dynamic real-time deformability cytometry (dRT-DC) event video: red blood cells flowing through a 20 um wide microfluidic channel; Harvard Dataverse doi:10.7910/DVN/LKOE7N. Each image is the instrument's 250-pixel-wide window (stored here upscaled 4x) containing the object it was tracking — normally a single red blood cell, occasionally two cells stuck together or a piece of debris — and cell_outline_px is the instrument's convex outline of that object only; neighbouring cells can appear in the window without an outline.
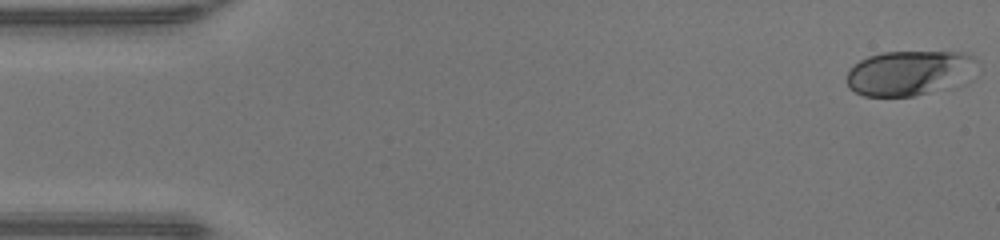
{"species": "human", "species_latin": "Homo sapiens", "temperature_condition": "warm", "stored_images_in_passage": 48, "camera_frame_rate_fps": 3000, "um_per_image_px": 0.085, "donor": {"sex": "male"}, "frame": {"image": 1, "passage_image": 1, "time_ms": 0.0, "image_size_px": [1000, 240], "cell_outline_px": [[980, 60], [952, 88], [912, 96], [864, 96], [848, 88], [848, 68], [860, 60], [868, 56], [884, 52], [964, 52]], "centroid_in_image_um": [77.23, 6.2], "position_along_channel_um": 7.8, "area_um2": 33.81}}
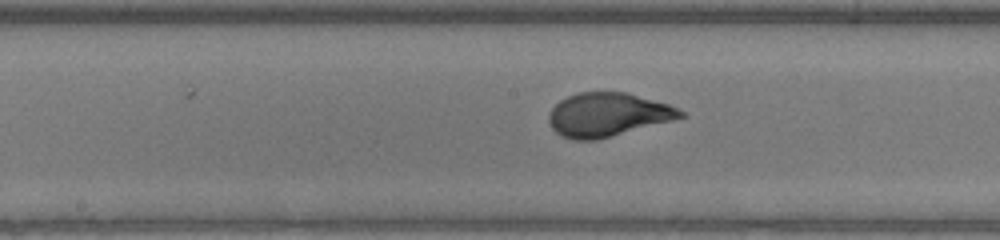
{"frame": {"image": 2, "passage_image": 24, "time_ms": 7.667, "image_size_px": [1000, 240], "cell_outline_px": [[688, 116], [596, 140], [572, 140], [560, 136], [552, 128], [548, 120], [548, 112], [560, 100], [576, 92], [628, 92], [668, 104], [684, 112]], "centroid_in_image_um": [51.63, 9.74], "position_along_channel_um": 196.6, "area_um2": 33.58}}
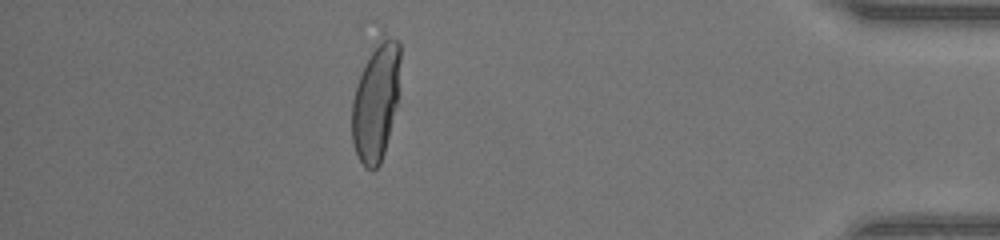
{"frame": {"image": 3, "passage_image": 42, "time_ms": 13.667, "image_size_px": [1000, 240], "cell_outline_px": [[400, 96], [384, 152], [380, 164], [372, 172], [364, 168], [356, 156], [352, 144], [352, 100], [364, 64], [384, 32], [396, 40], [400, 44]], "centroid_in_image_um": [31.98, 8.69], "position_along_channel_um": 403.2, "area_um2": 33.76}, "authors_computed_cell_mechanics": {"area_um2": 33.1483, "velocity_mm_per_s": 4.3014, "shape_relaxation_time_tau1_ms": 4.4907, "shape_relaxation_time_tau2_ms": null, "deformation_change_tau1": 0.2532, "deformation_change_tau2": null}}